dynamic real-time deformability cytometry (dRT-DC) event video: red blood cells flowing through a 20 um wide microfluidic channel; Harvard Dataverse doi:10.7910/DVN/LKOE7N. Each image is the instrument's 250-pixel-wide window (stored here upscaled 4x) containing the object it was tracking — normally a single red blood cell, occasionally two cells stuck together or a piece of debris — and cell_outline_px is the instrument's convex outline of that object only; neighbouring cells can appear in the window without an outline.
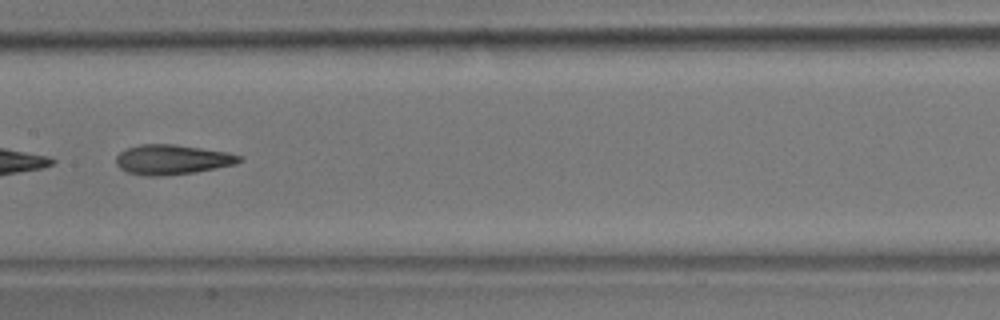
{"species": "common noctule bat (a hibernating species)", "species_latin": "Nyctalus noctula", "temperature_condition": "room temperature", "stored_images_in_passage": 9, "camera_frame_rate_fps": 3000, "um_per_image_px": 0.085, "animal": {"sex": "male", "body_mass_g": 17.9}, "frame": {"image": 1, "passage_image": 7, "time_ms": 2.0, "image_size_px": [1000, 320], "cell_outline_px": [[244, 160], [236, 164], [196, 172], [164, 176], [148, 176], [128, 172], [120, 168], [116, 164], [116, 156], [120, 152], [128, 148], [140, 144], [172, 144], [228, 152], [244, 156]], "centroid_in_image_um": [14.67, 13.57], "position_along_channel_um": 192.7, "area_um2": 21.5}}
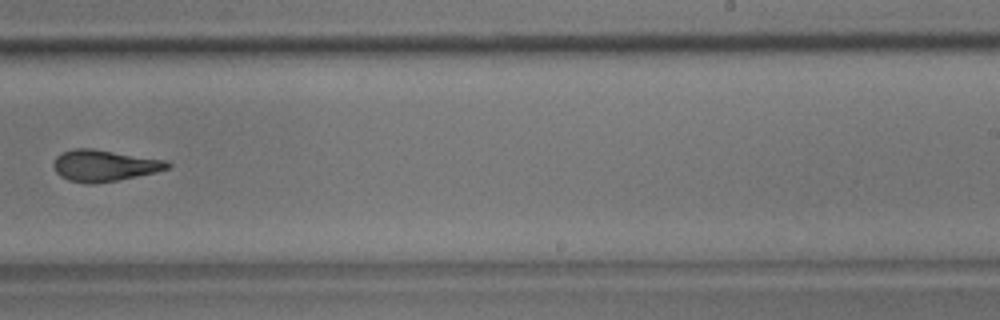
{"frame": {"image": 2, "passage_image": 9, "time_ms": 2.667, "image_size_px": [1000, 320], "cell_outline_px": [[172, 164], [168, 168], [156, 172], [116, 180], [92, 184], [88, 184], [68, 180], [60, 176], [52, 168], [52, 164], [56, 156], [60, 152], [72, 148], [92, 148], [164, 160]], "centroid_in_image_um": [8.78, 14.06], "position_along_channel_um": 280.2, "area_um2": 20.87}}